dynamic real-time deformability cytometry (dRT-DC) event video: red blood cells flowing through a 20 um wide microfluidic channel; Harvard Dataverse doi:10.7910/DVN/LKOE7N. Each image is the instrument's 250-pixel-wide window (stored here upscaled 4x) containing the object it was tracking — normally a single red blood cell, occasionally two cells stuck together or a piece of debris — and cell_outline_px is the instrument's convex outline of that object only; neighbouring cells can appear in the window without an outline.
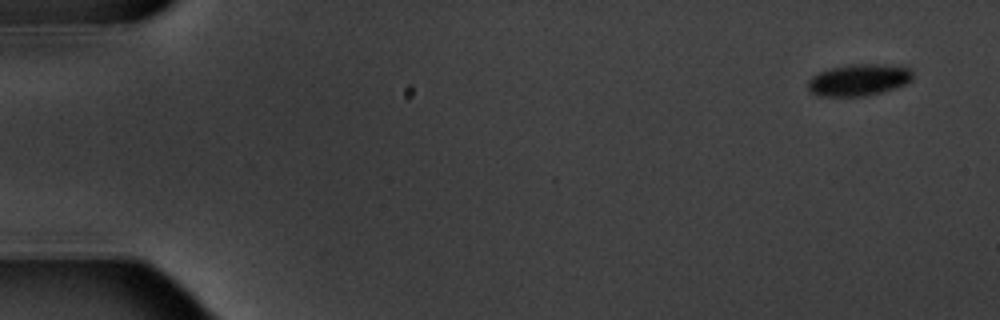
{"species": "common noctule bat (a hibernating species)", "species_latin": "Nyctalus noctula", "temperature_condition": "warm", "stored_images_in_passage": 15, "camera_frame_rate_fps": 3000, "um_per_image_px": 0.085, "animal": {"sex": "male", "body_mass_g": 20.1, "forearm_length_mm": 53.5}, "frame": {"image": 1, "passage_image": 1, "time_ms": 0.0, "image_size_px": [1000, 320], "cell_outline_px": [[912, 80], [904, 84], [880, 92], [864, 96], [816, 96], [808, 88], [808, 80], [812, 76], [820, 72], [832, 68], [852, 64], [880, 64], [908, 68], [912, 72]], "centroid_in_image_um": [72.95, 6.8], "position_along_channel_um": 12.0, "area_um2": 19.02}}
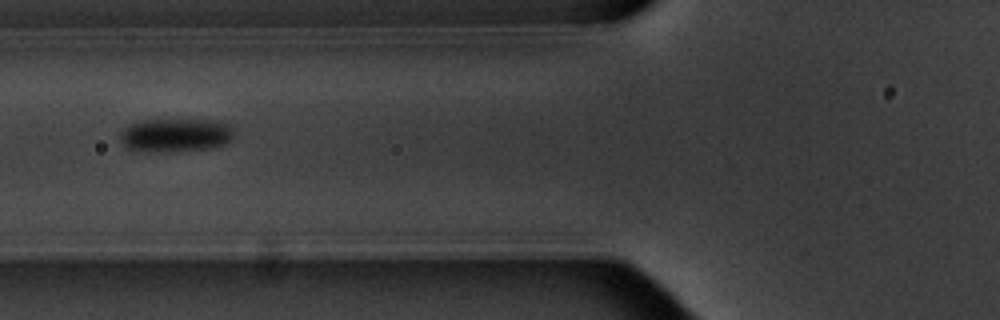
{"frame": {"image": 2, "passage_image": 6, "time_ms": 6.667, "image_size_px": [1000, 320], "cell_outline_px": [[232, 140], [224, 144], [208, 148], [168, 152], [144, 152], [124, 148], [120, 140], [120, 132], [124, 128], [140, 120], [228, 120], [232, 128]], "centroid_in_image_um": [14.91, 11.49], "position_along_channel_um": 110.9, "area_um2": 22.66}}
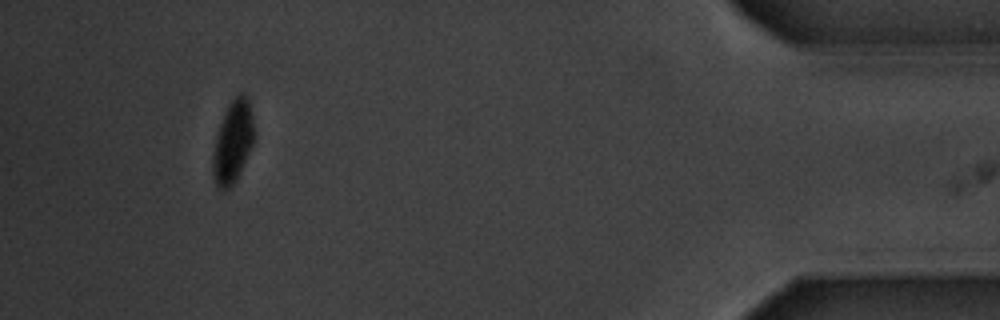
{"frame": {"image": 3, "passage_image": 14, "time_ms": 17.0, "image_size_px": [1000, 320], "cell_outline_px": [[256, 140], [236, 180], [224, 192], [216, 188], [212, 172], [212, 152], [216, 136], [220, 124], [228, 104], [240, 92], [244, 92], [248, 96], [252, 112]], "centroid_in_image_um": [19.81, 12.07], "position_along_channel_um": 415.4, "area_um2": 20.4}, "authors_computed_cell_mechanics": {"area_um2": 20.5768, "velocity_mm_per_s": 3.5273, "shape_relaxation_time_tau1_ms": 1.4373, "shape_relaxation_time_tau2_ms": null, "deformation_change_tau1": 0.0798, "deformation_change_tau2": null}}